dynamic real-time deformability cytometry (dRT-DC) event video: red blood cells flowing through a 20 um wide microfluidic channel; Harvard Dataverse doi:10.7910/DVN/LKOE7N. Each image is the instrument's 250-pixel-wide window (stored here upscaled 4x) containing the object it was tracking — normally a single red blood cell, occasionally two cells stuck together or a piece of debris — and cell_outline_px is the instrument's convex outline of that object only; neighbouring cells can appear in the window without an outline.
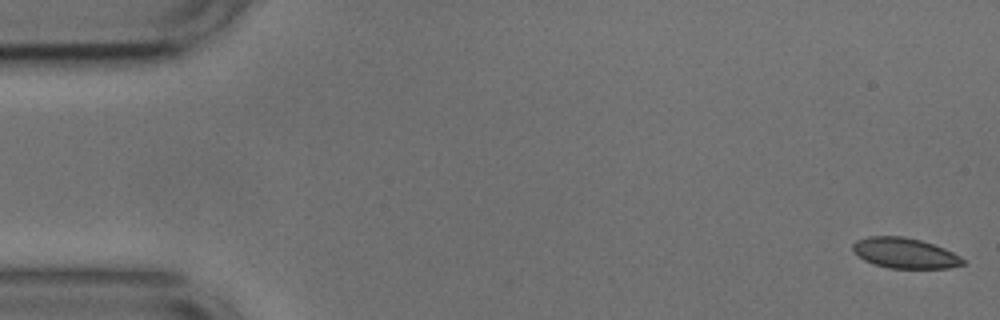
{"species": "common noctule bat (a hibernating species)", "species_latin": "Nyctalus noctula", "temperature_condition": "cold", "stored_images_in_passage": 54, "camera_frame_rate_fps": 3000, "um_per_image_px": 0.085, "animal": {"sex": "male", "body_mass_g": 17.9, "forearm_length_mm": 54.2}, "frame": {"image": 1, "passage_image": 1, "time_ms": 0.0, "image_size_px": [1000, 320], "cell_outline_px": [[964, 264], [948, 268], [888, 268], [864, 260], [852, 248], [852, 244], [856, 240], [868, 236], [904, 236], [920, 240], [944, 248], [960, 256], [964, 260]], "centroid_in_image_um": [76.91, 21.5], "position_along_channel_um": 8.1, "area_um2": 19.31}}
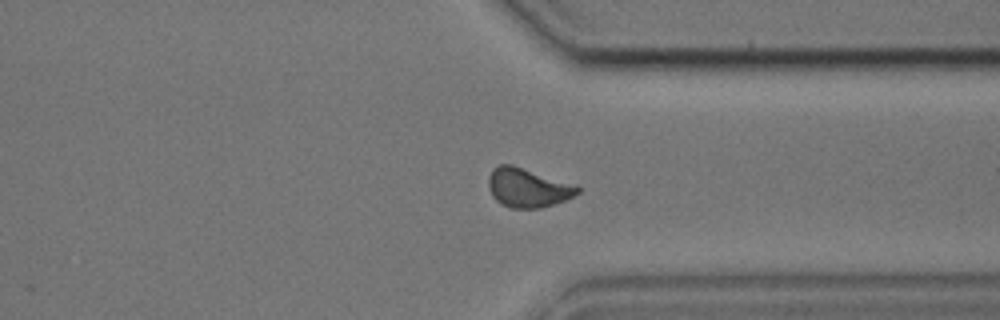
{"frame": {"image": 2, "passage_image": 40, "time_ms": 13.0, "image_size_px": [1000, 320], "cell_outline_px": [[580, 192], [564, 200], [540, 208], [512, 208], [500, 204], [492, 196], [488, 188], [488, 176], [492, 168], [500, 164], [512, 164], [576, 184], [580, 188]], "centroid_in_image_um": [44.83, 15.94], "position_along_channel_um": 366.6, "area_um2": 20.46}}
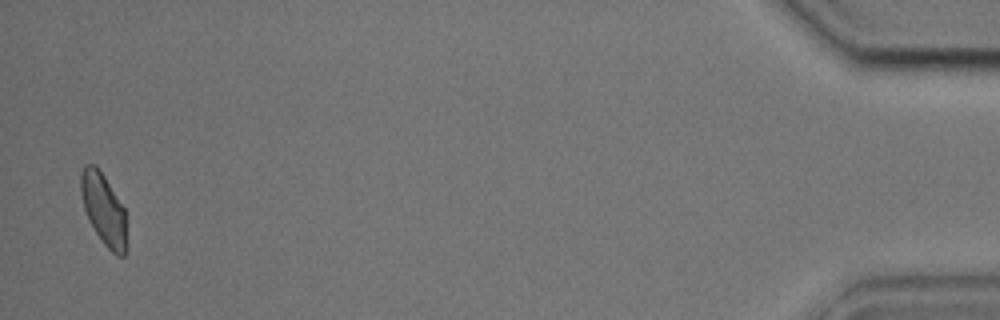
{"frame": {"image": 3, "passage_image": 52, "time_ms": 17.0, "image_size_px": [1000, 320], "cell_outline_px": [[124, 256], [116, 256], [104, 244], [88, 220], [84, 208], [80, 192], [80, 172], [84, 164], [96, 164], [104, 176], [124, 208]], "centroid_in_image_um": [8.74, 17.72], "position_along_channel_um": 426.5, "area_um2": 18.61}, "authors_computed_cell_mechanics": {"area_um2": 20.0277, "velocity_mm_per_s": 3.7323, "shape_relaxation_time_tau1_ms": 9.3376, "shape_relaxation_time_tau2_ms": 1.0845, "deformation_change_tau1": 0.1211, "deformation_change_tau2": 0.0508}}